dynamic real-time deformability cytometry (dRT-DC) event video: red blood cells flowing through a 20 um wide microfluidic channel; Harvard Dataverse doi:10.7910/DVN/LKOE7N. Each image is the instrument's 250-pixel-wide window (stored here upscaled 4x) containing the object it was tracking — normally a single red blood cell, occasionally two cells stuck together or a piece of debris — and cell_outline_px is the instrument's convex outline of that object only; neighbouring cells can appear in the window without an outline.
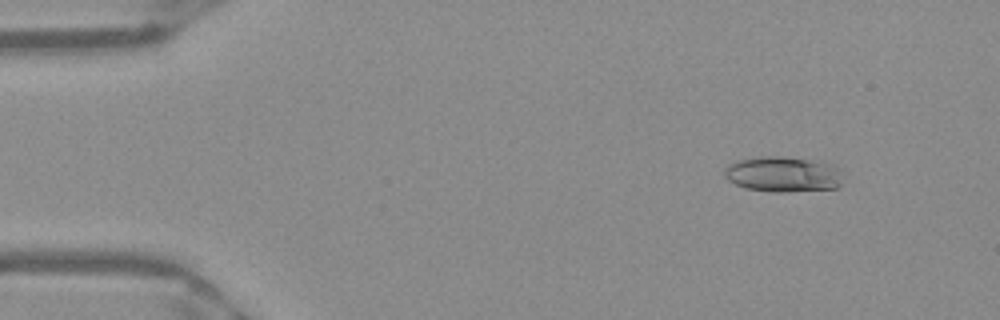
{"species": "Egyptian fruit bat (a non-hibernating species)", "species_latin": "Rousettus aegyptiacus", "temperature_condition": "warm", "stored_images_in_passage": 46, "camera_frame_rate_fps": 3000, "um_per_image_px": 0.085, "frame": {"image": 1, "passage_image": 1, "time_ms": 0.0, "image_size_px": [1000, 320], "cell_outline_px": [[840, 184], [836, 188], [784, 192], [772, 192], [748, 188], [736, 184], [728, 180], [724, 176], [724, 172], [728, 164], [736, 160], [760, 156], [784, 156], [808, 160], [824, 164], [836, 168]], "centroid_in_image_um": [66.43, 14.81], "position_along_channel_um": 18.6, "area_um2": 23.87}}
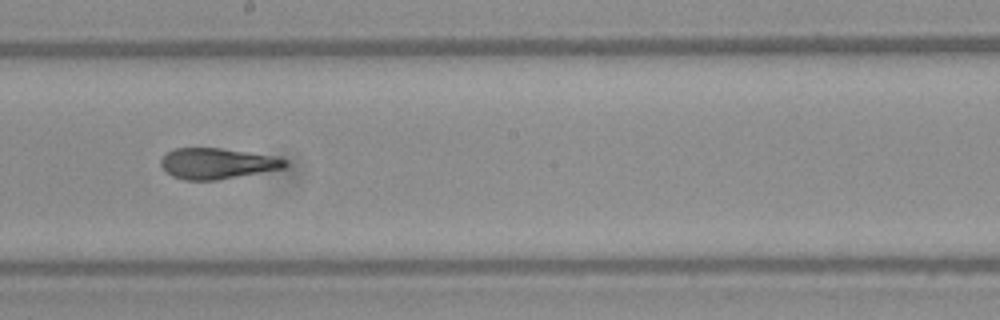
{"frame": {"image": 2, "passage_image": 24, "time_ms": 7.667, "image_size_px": [1000, 320], "cell_outline_px": [[288, 164], [284, 168], [216, 180], [184, 180], [172, 176], [160, 164], [160, 160], [168, 152], [176, 148], [220, 148], [248, 152], [288, 160]], "centroid_in_image_um": [18.43, 13.9], "position_along_channel_um": 229.8, "area_um2": 21.91}}
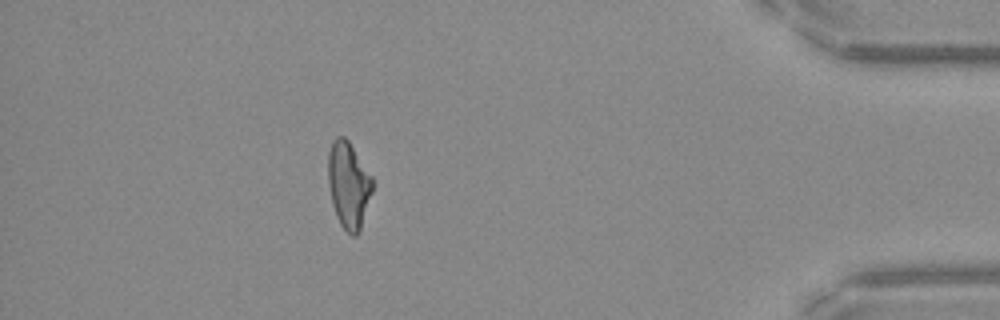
{"frame": {"image": 3, "passage_image": 41, "time_ms": 13.333, "image_size_px": [1000, 320], "cell_outline_px": [[372, 192], [360, 228], [356, 236], [352, 236], [340, 224], [336, 216], [332, 204], [328, 184], [328, 152], [332, 140], [336, 136], [344, 136], [348, 140], [372, 176]], "centroid_in_image_um": [29.6, 15.69], "position_along_channel_um": 405.6, "area_um2": 22.25}, "authors_computed_cell_mechanics": {"area_um2": 22.6576, "velocity_mm_per_s": 3.9647, "shape_relaxation_time_tau1_ms": null, "shape_relaxation_time_tau2_ms": 2.1434, "deformation_change_tau1": null, "deformation_change_tau2": 0.0983}}